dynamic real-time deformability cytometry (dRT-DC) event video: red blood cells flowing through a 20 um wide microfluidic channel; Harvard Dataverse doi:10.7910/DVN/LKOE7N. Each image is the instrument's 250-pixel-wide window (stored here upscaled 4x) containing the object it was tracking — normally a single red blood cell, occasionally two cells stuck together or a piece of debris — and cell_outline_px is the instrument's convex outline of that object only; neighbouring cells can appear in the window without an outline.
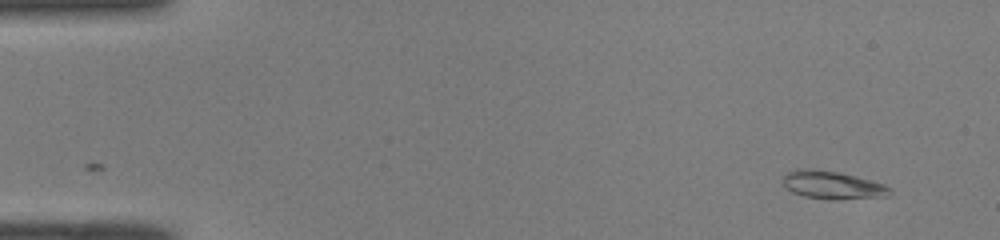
{"species": "common noctule bat (a hibernating species)", "species_latin": "Nyctalus noctula", "temperature_condition": "room temperature", "stored_images_in_passage": 47, "camera_frame_rate_fps": 3000, "um_per_image_px": 0.085, "animal": {"sex": "male", "body_mass_g": 19.0, "forearm_length_mm": 50.8}, "frame": {"image": 1, "passage_image": 1, "time_ms": 0.0, "image_size_px": [1000, 240], "cell_outline_px": [[892, 192], [888, 196], [832, 200], [828, 200], [804, 196], [792, 192], [784, 184], [784, 176], [788, 172], [796, 168], [808, 168], [836, 172], [856, 176], [884, 184], [892, 188]], "centroid_in_image_um": [70.78, 15.73], "position_along_channel_um": 14.2, "area_um2": 17.4}}
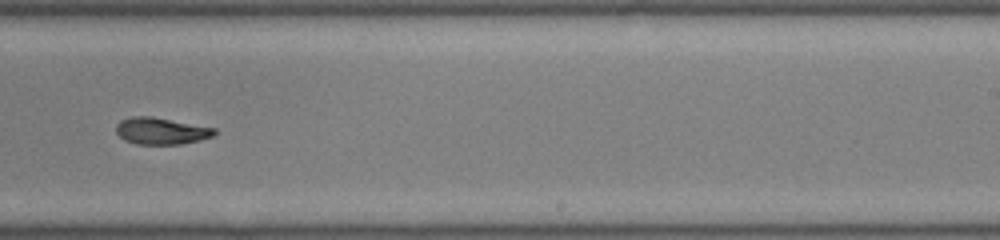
{"frame": {"image": 2, "passage_image": 29, "time_ms": 9.333, "image_size_px": [1000, 240], "cell_outline_px": [[216, 132], [212, 136], [200, 140], [180, 144], [136, 144], [124, 140], [116, 132], [116, 124], [120, 120], [132, 116], [152, 116], [216, 128]], "centroid_in_image_um": [13.67, 11.12], "position_along_channel_um": 275.3, "area_um2": 15.37}}
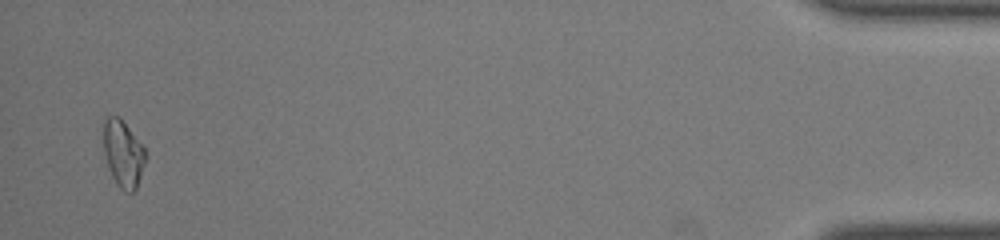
{"frame": {"image": 3, "passage_image": 46, "time_ms": 15.0, "image_size_px": [1000, 240], "cell_outline_px": [[144, 164], [136, 188], [132, 192], [124, 192], [116, 184], [112, 176], [104, 152], [104, 120], [108, 116], [116, 116], [128, 128], [144, 148]], "centroid_in_image_um": [10.45, 13.1], "position_along_channel_um": 424.8, "area_um2": 15.66}, "authors_computed_cell_mechanics": {"area_um2": 15.9528, "velocity_mm_per_s": 4.0888, "shape_relaxation_time_tau1_ms": 4.0159, "shape_relaxation_time_tau2_ms": 5.621, "deformation_change_tau1": 0.1857, "deformation_change_tau2": 0.1179}}